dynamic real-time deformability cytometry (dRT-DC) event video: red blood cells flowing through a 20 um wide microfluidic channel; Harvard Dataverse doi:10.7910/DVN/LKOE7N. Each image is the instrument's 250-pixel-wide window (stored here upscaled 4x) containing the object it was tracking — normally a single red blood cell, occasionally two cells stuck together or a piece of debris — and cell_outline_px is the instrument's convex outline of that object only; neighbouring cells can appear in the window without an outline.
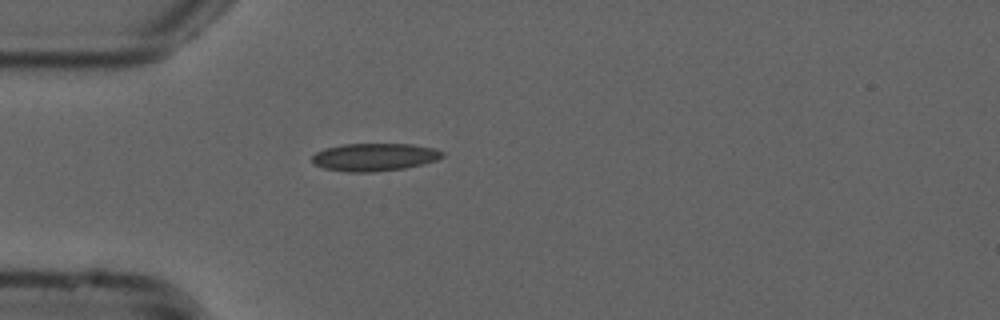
{"species": "common noctule bat (a hibernating species)", "species_latin": "Nyctalus noctula", "temperature_condition": "cold", "stored_images_in_passage": 40, "camera_frame_rate_fps": 3000, "um_per_image_px": 0.085, "animal": {"sex": "male", "forearm_length_mm": 52.5}, "frame": {"image": 1, "passage_image": 1, "time_ms": 0.0, "image_size_px": [1000, 320], "cell_outline_px": [[444, 156], [436, 160], [424, 164], [404, 168], [372, 172], [348, 172], [324, 168], [312, 164], [312, 156], [316, 152], [324, 148], [344, 144], [412, 144], [432, 148], [444, 152]], "centroid_in_image_um": [31.81, 13.35], "position_along_channel_um": 53.2, "area_um2": 21.1}}
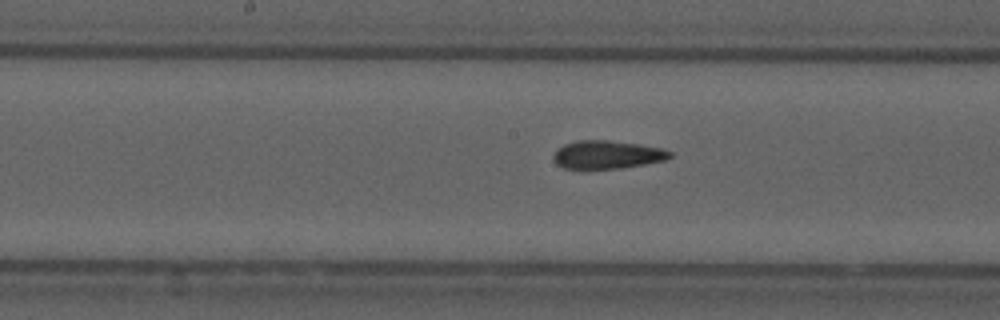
{"frame": {"image": 2, "passage_image": 13, "time_ms": 4.0, "image_size_px": [1000, 320], "cell_outline_px": [[672, 156], [664, 160], [644, 164], [620, 168], [588, 172], [564, 168], [556, 164], [552, 160], [552, 156], [556, 148], [564, 144], [580, 140], [608, 140], [640, 144], [660, 148], [672, 152]], "centroid_in_image_um": [51.51, 13.19], "position_along_channel_um": 196.7, "area_um2": 19.88}}
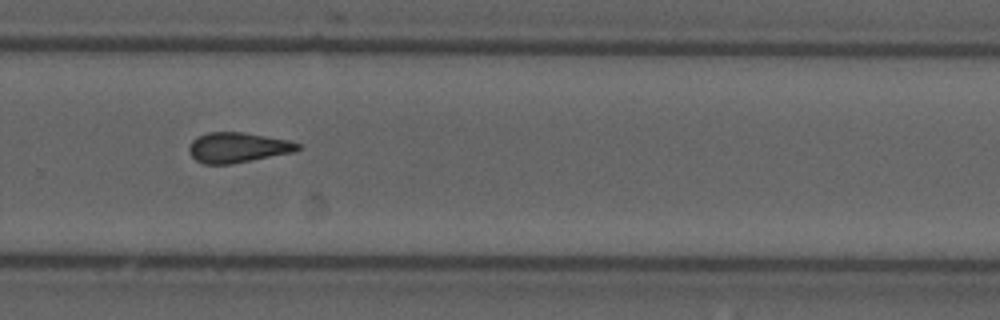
{"frame": {"image": 3, "passage_image": 22, "time_ms": 7.0, "image_size_px": [1000, 320], "cell_outline_px": [[300, 148], [296, 152], [232, 164], [204, 164], [196, 160], [192, 156], [188, 148], [192, 140], [196, 136], [208, 132], [244, 132], [288, 140], [300, 144]], "centroid_in_image_um": [20.21, 12.54], "position_along_channel_um": 309.6, "area_um2": 19.25}, "authors_computed_cell_mechanics": {"area_um2": 19.1607, "velocity_mm_per_s": 3.7797, "shape_relaxation_time_tau1_ms": null, "shape_relaxation_time_tau2_ms": 6.0026, "deformation_change_tau1": null, "deformation_change_tau2": 0.1251}}